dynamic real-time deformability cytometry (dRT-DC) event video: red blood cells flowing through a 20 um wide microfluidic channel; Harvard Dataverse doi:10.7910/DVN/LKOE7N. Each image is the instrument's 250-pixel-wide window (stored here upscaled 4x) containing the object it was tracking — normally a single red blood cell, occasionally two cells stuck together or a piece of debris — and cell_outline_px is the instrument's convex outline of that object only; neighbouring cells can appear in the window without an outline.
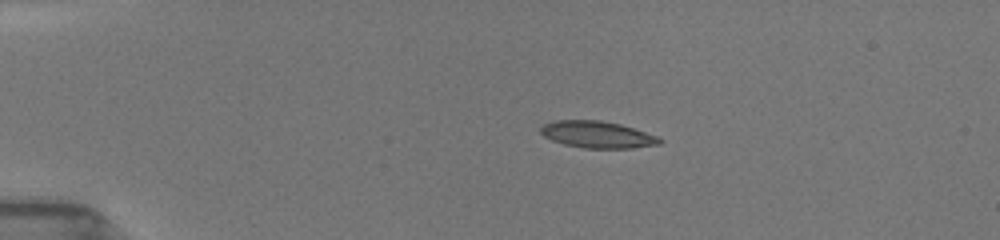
{"species": "common noctule bat (a hibernating species)", "species_latin": "Nyctalus noctula", "temperature_condition": "room temperature", "stored_images_in_passage": 10, "camera_frame_rate_fps": 3000, "um_per_image_px": 0.085, "animal": {"sex": "female", "body_mass_g": 19.5, "forearm_length_mm": 54.1}, "frame": {"image": 1, "passage_image": 4, "time_ms": 3.667, "image_size_px": [1000, 240], "cell_outline_px": [[664, 140], [660, 144], [632, 148], [584, 148], [564, 144], [552, 140], [544, 136], [540, 132], [540, 128], [544, 124], [556, 120], [600, 120], [620, 124], [660, 136]], "centroid_in_image_um": [50.81, 11.44], "position_along_channel_um": 34.2, "area_um2": 18.67}}
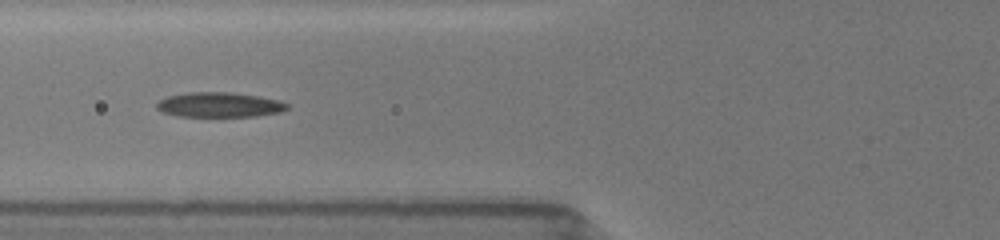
{"frame": {"image": 2, "passage_image": 7, "time_ms": 7.0, "image_size_px": [1000, 240], "cell_outline_px": [[288, 108], [280, 112], [256, 116], [180, 116], [164, 112], [156, 108], [156, 104], [160, 100], [168, 96], [188, 92], [232, 92], [260, 96], [280, 100], [288, 104]], "centroid_in_image_um": [18.68, 8.89], "position_along_channel_um": 107.1, "area_um2": 18.84}}
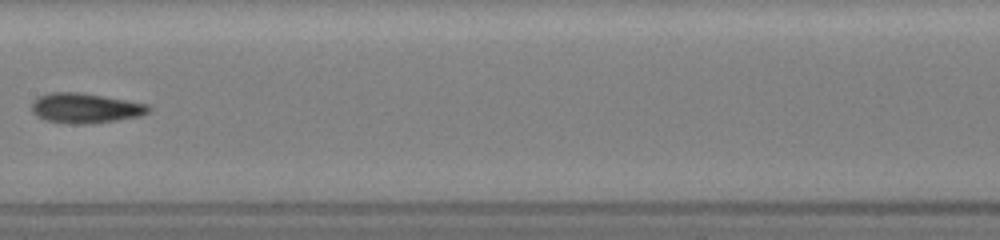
{"frame": {"image": 3, "passage_image": 9, "time_ms": 9.333, "image_size_px": [1000, 240], "cell_outline_px": [[152, 108], [148, 112], [140, 116], [116, 120], [88, 124], [76, 124], [44, 120], [36, 116], [32, 112], [32, 104], [40, 96], [48, 92], [80, 92], [104, 96], [148, 104]], "centroid_in_image_um": [7.26, 9.19], "position_along_channel_um": 200.1, "area_um2": 20.35}}